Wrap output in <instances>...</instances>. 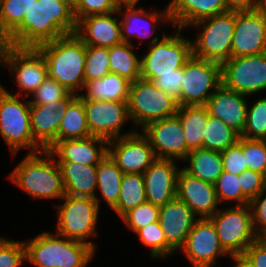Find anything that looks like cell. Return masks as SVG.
<instances>
[{
  "mask_svg": "<svg viewBox=\"0 0 266 267\" xmlns=\"http://www.w3.org/2000/svg\"><path fill=\"white\" fill-rule=\"evenodd\" d=\"M239 186L243 195L251 201L266 187V176L246 169L240 174Z\"/></svg>",
  "mask_w": 266,
  "mask_h": 267,
  "instance_id": "obj_48",
  "label": "cell"
},
{
  "mask_svg": "<svg viewBox=\"0 0 266 267\" xmlns=\"http://www.w3.org/2000/svg\"><path fill=\"white\" fill-rule=\"evenodd\" d=\"M118 11L91 15L77 21L75 35L86 45L110 48L122 43Z\"/></svg>",
  "mask_w": 266,
  "mask_h": 267,
  "instance_id": "obj_22",
  "label": "cell"
},
{
  "mask_svg": "<svg viewBox=\"0 0 266 267\" xmlns=\"http://www.w3.org/2000/svg\"><path fill=\"white\" fill-rule=\"evenodd\" d=\"M21 100L0 84V134L13 156L22 147L28 148L29 153L44 150L32 135L30 102Z\"/></svg>",
  "mask_w": 266,
  "mask_h": 267,
  "instance_id": "obj_6",
  "label": "cell"
},
{
  "mask_svg": "<svg viewBox=\"0 0 266 267\" xmlns=\"http://www.w3.org/2000/svg\"><path fill=\"white\" fill-rule=\"evenodd\" d=\"M159 215L160 207L146 201L126 212L121 217V220H123L129 229L136 233L149 223L157 222Z\"/></svg>",
  "mask_w": 266,
  "mask_h": 267,
  "instance_id": "obj_42",
  "label": "cell"
},
{
  "mask_svg": "<svg viewBox=\"0 0 266 267\" xmlns=\"http://www.w3.org/2000/svg\"><path fill=\"white\" fill-rule=\"evenodd\" d=\"M26 261L24 242L0 238V267H20Z\"/></svg>",
  "mask_w": 266,
  "mask_h": 267,
  "instance_id": "obj_44",
  "label": "cell"
},
{
  "mask_svg": "<svg viewBox=\"0 0 266 267\" xmlns=\"http://www.w3.org/2000/svg\"><path fill=\"white\" fill-rule=\"evenodd\" d=\"M227 12L254 11L255 0H226Z\"/></svg>",
  "mask_w": 266,
  "mask_h": 267,
  "instance_id": "obj_52",
  "label": "cell"
},
{
  "mask_svg": "<svg viewBox=\"0 0 266 267\" xmlns=\"http://www.w3.org/2000/svg\"><path fill=\"white\" fill-rule=\"evenodd\" d=\"M181 251L193 267H214L216 258L229 255L221 246L215 227L208 218L194 223Z\"/></svg>",
  "mask_w": 266,
  "mask_h": 267,
  "instance_id": "obj_17",
  "label": "cell"
},
{
  "mask_svg": "<svg viewBox=\"0 0 266 267\" xmlns=\"http://www.w3.org/2000/svg\"><path fill=\"white\" fill-rule=\"evenodd\" d=\"M231 258L234 261V265L232 267H253L242 256H234Z\"/></svg>",
  "mask_w": 266,
  "mask_h": 267,
  "instance_id": "obj_54",
  "label": "cell"
},
{
  "mask_svg": "<svg viewBox=\"0 0 266 267\" xmlns=\"http://www.w3.org/2000/svg\"><path fill=\"white\" fill-rule=\"evenodd\" d=\"M142 130L156 158L181 161L191 151L187 147L182 124L176 115L150 122Z\"/></svg>",
  "mask_w": 266,
  "mask_h": 267,
  "instance_id": "obj_15",
  "label": "cell"
},
{
  "mask_svg": "<svg viewBox=\"0 0 266 267\" xmlns=\"http://www.w3.org/2000/svg\"><path fill=\"white\" fill-rule=\"evenodd\" d=\"M107 154L124 174H143L156 159L149 140L138 131L108 141Z\"/></svg>",
  "mask_w": 266,
  "mask_h": 267,
  "instance_id": "obj_16",
  "label": "cell"
},
{
  "mask_svg": "<svg viewBox=\"0 0 266 267\" xmlns=\"http://www.w3.org/2000/svg\"><path fill=\"white\" fill-rule=\"evenodd\" d=\"M176 28L177 33L172 36L163 32L161 39L149 38L151 47L140 59V78L152 81L162 75L174 74L192 56V39L180 36L182 29Z\"/></svg>",
  "mask_w": 266,
  "mask_h": 267,
  "instance_id": "obj_5",
  "label": "cell"
},
{
  "mask_svg": "<svg viewBox=\"0 0 266 267\" xmlns=\"http://www.w3.org/2000/svg\"><path fill=\"white\" fill-rule=\"evenodd\" d=\"M147 201L143 174H124L118 202L113 210L121 218L126 212Z\"/></svg>",
  "mask_w": 266,
  "mask_h": 267,
  "instance_id": "obj_35",
  "label": "cell"
},
{
  "mask_svg": "<svg viewBox=\"0 0 266 267\" xmlns=\"http://www.w3.org/2000/svg\"><path fill=\"white\" fill-rule=\"evenodd\" d=\"M123 175L108 154L97 165V189L112 209L118 202Z\"/></svg>",
  "mask_w": 266,
  "mask_h": 267,
  "instance_id": "obj_33",
  "label": "cell"
},
{
  "mask_svg": "<svg viewBox=\"0 0 266 267\" xmlns=\"http://www.w3.org/2000/svg\"><path fill=\"white\" fill-rule=\"evenodd\" d=\"M77 21L74 7L65 0H36L22 22L3 40L18 48H36L62 36L73 34Z\"/></svg>",
  "mask_w": 266,
  "mask_h": 267,
  "instance_id": "obj_1",
  "label": "cell"
},
{
  "mask_svg": "<svg viewBox=\"0 0 266 267\" xmlns=\"http://www.w3.org/2000/svg\"><path fill=\"white\" fill-rule=\"evenodd\" d=\"M36 0H0V39L3 41L23 20Z\"/></svg>",
  "mask_w": 266,
  "mask_h": 267,
  "instance_id": "obj_37",
  "label": "cell"
},
{
  "mask_svg": "<svg viewBox=\"0 0 266 267\" xmlns=\"http://www.w3.org/2000/svg\"><path fill=\"white\" fill-rule=\"evenodd\" d=\"M241 256L253 267H266V246L258 239Z\"/></svg>",
  "mask_w": 266,
  "mask_h": 267,
  "instance_id": "obj_51",
  "label": "cell"
},
{
  "mask_svg": "<svg viewBox=\"0 0 266 267\" xmlns=\"http://www.w3.org/2000/svg\"><path fill=\"white\" fill-rule=\"evenodd\" d=\"M240 134L227 126L222 120L209 115L203 134V148L222 152L235 145Z\"/></svg>",
  "mask_w": 266,
  "mask_h": 267,
  "instance_id": "obj_36",
  "label": "cell"
},
{
  "mask_svg": "<svg viewBox=\"0 0 266 267\" xmlns=\"http://www.w3.org/2000/svg\"><path fill=\"white\" fill-rule=\"evenodd\" d=\"M2 45H3V41L0 39V49H1Z\"/></svg>",
  "mask_w": 266,
  "mask_h": 267,
  "instance_id": "obj_58",
  "label": "cell"
},
{
  "mask_svg": "<svg viewBox=\"0 0 266 267\" xmlns=\"http://www.w3.org/2000/svg\"><path fill=\"white\" fill-rule=\"evenodd\" d=\"M65 195L94 198L100 208L97 190V166H88L71 161H57Z\"/></svg>",
  "mask_w": 266,
  "mask_h": 267,
  "instance_id": "obj_28",
  "label": "cell"
},
{
  "mask_svg": "<svg viewBox=\"0 0 266 267\" xmlns=\"http://www.w3.org/2000/svg\"><path fill=\"white\" fill-rule=\"evenodd\" d=\"M64 203L57 208L56 233L72 240L91 245L96 250V244L88 238L96 236V223L99 206L94 198L65 195Z\"/></svg>",
  "mask_w": 266,
  "mask_h": 267,
  "instance_id": "obj_9",
  "label": "cell"
},
{
  "mask_svg": "<svg viewBox=\"0 0 266 267\" xmlns=\"http://www.w3.org/2000/svg\"><path fill=\"white\" fill-rule=\"evenodd\" d=\"M0 64L7 66L21 89L16 96L33 94L48 77L46 61L36 48H18L3 44L0 49ZM26 91V93H25Z\"/></svg>",
  "mask_w": 266,
  "mask_h": 267,
  "instance_id": "obj_11",
  "label": "cell"
},
{
  "mask_svg": "<svg viewBox=\"0 0 266 267\" xmlns=\"http://www.w3.org/2000/svg\"><path fill=\"white\" fill-rule=\"evenodd\" d=\"M254 11L266 17V0H255Z\"/></svg>",
  "mask_w": 266,
  "mask_h": 267,
  "instance_id": "obj_53",
  "label": "cell"
},
{
  "mask_svg": "<svg viewBox=\"0 0 266 267\" xmlns=\"http://www.w3.org/2000/svg\"><path fill=\"white\" fill-rule=\"evenodd\" d=\"M168 4L173 26L182 30L202 19L227 12L226 0H171Z\"/></svg>",
  "mask_w": 266,
  "mask_h": 267,
  "instance_id": "obj_27",
  "label": "cell"
},
{
  "mask_svg": "<svg viewBox=\"0 0 266 267\" xmlns=\"http://www.w3.org/2000/svg\"><path fill=\"white\" fill-rule=\"evenodd\" d=\"M13 170L8 176L9 181L34 199L62 200L65 196L59 165L48 150L27 153Z\"/></svg>",
  "mask_w": 266,
  "mask_h": 267,
  "instance_id": "obj_3",
  "label": "cell"
},
{
  "mask_svg": "<svg viewBox=\"0 0 266 267\" xmlns=\"http://www.w3.org/2000/svg\"><path fill=\"white\" fill-rule=\"evenodd\" d=\"M130 84L127 79L109 72L100 79L85 82L83 90L86 94L80 93L78 96L81 99L127 102Z\"/></svg>",
  "mask_w": 266,
  "mask_h": 267,
  "instance_id": "obj_29",
  "label": "cell"
},
{
  "mask_svg": "<svg viewBox=\"0 0 266 267\" xmlns=\"http://www.w3.org/2000/svg\"><path fill=\"white\" fill-rule=\"evenodd\" d=\"M176 197L189 206L198 218H210L219 209L215 185L202 181L180 169Z\"/></svg>",
  "mask_w": 266,
  "mask_h": 267,
  "instance_id": "obj_20",
  "label": "cell"
},
{
  "mask_svg": "<svg viewBox=\"0 0 266 267\" xmlns=\"http://www.w3.org/2000/svg\"><path fill=\"white\" fill-rule=\"evenodd\" d=\"M187 204L178 199L160 207L159 224L167 243L175 250L181 249L194 223L199 219Z\"/></svg>",
  "mask_w": 266,
  "mask_h": 267,
  "instance_id": "obj_23",
  "label": "cell"
},
{
  "mask_svg": "<svg viewBox=\"0 0 266 267\" xmlns=\"http://www.w3.org/2000/svg\"><path fill=\"white\" fill-rule=\"evenodd\" d=\"M208 219L213 223L220 244L230 257L241 256L258 239L249 204L220 209Z\"/></svg>",
  "mask_w": 266,
  "mask_h": 267,
  "instance_id": "obj_10",
  "label": "cell"
},
{
  "mask_svg": "<svg viewBox=\"0 0 266 267\" xmlns=\"http://www.w3.org/2000/svg\"><path fill=\"white\" fill-rule=\"evenodd\" d=\"M65 1L69 2L74 7L79 0H65Z\"/></svg>",
  "mask_w": 266,
  "mask_h": 267,
  "instance_id": "obj_57",
  "label": "cell"
},
{
  "mask_svg": "<svg viewBox=\"0 0 266 267\" xmlns=\"http://www.w3.org/2000/svg\"><path fill=\"white\" fill-rule=\"evenodd\" d=\"M24 243L26 262L36 267H87L95 255L91 245L53 232L44 231Z\"/></svg>",
  "mask_w": 266,
  "mask_h": 267,
  "instance_id": "obj_4",
  "label": "cell"
},
{
  "mask_svg": "<svg viewBox=\"0 0 266 267\" xmlns=\"http://www.w3.org/2000/svg\"><path fill=\"white\" fill-rule=\"evenodd\" d=\"M122 9H126L124 11V14ZM145 11L146 10L143 9V7L135 8V6L118 8V14H122V19L120 20L122 42L132 43L129 40L131 36L145 40V38L151 37V35L155 33L156 29L154 27L159 29L158 24L156 23L160 21H164L165 23H172L170 19L169 4L164 8L162 12H157V10H154L153 12ZM147 27H151L152 29L150 28L151 30L147 31Z\"/></svg>",
  "mask_w": 266,
  "mask_h": 267,
  "instance_id": "obj_26",
  "label": "cell"
},
{
  "mask_svg": "<svg viewBox=\"0 0 266 267\" xmlns=\"http://www.w3.org/2000/svg\"><path fill=\"white\" fill-rule=\"evenodd\" d=\"M221 77L225 87L247 96L266 91V53L229 58Z\"/></svg>",
  "mask_w": 266,
  "mask_h": 267,
  "instance_id": "obj_13",
  "label": "cell"
},
{
  "mask_svg": "<svg viewBox=\"0 0 266 267\" xmlns=\"http://www.w3.org/2000/svg\"><path fill=\"white\" fill-rule=\"evenodd\" d=\"M70 92L56 80L47 77L42 85L32 94L33 100L30 105L50 104L57 100L64 99Z\"/></svg>",
  "mask_w": 266,
  "mask_h": 267,
  "instance_id": "obj_45",
  "label": "cell"
},
{
  "mask_svg": "<svg viewBox=\"0 0 266 267\" xmlns=\"http://www.w3.org/2000/svg\"><path fill=\"white\" fill-rule=\"evenodd\" d=\"M118 11L114 0H79L74 6L76 21L91 15L108 14Z\"/></svg>",
  "mask_w": 266,
  "mask_h": 267,
  "instance_id": "obj_46",
  "label": "cell"
},
{
  "mask_svg": "<svg viewBox=\"0 0 266 267\" xmlns=\"http://www.w3.org/2000/svg\"><path fill=\"white\" fill-rule=\"evenodd\" d=\"M82 100L91 136L103 138L108 142L136 132V130H131L120 135L124 123L130 121L127 102Z\"/></svg>",
  "mask_w": 266,
  "mask_h": 267,
  "instance_id": "obj_14",
  "label": "cell"
},
{
  "mask_svg": "<svg viewBox=\"0 0 266 267\" xmlns=\"http://www.w3.org/2000/svg\"><path fill=\"white\" fill-rule=\"evenodd\" d=\"M181 106L205 105L222 84L221 64L191 56L183 66Z\"/></svg>",
  "mask_w": 266,
  "mask_h": 267,
  "instance_id": "obj_12",
  "label": "cell"
},
{
  "mask_svg": "<svg viewBox=\"0 0 266 267\" xmlns=\"http://www.w3.org/2000/svg\"><path fill=\"white\" fill-rule=\"evenodd\" d=\"M127 106L131 122L141 129L150 122L176 115L179 107L176 98L142 78L130 84Z\"/></svg>",
  "mask_w": 266,
  "mask_h": 267,
  "instance_id": "obj_7",
  "label": "cell"
},
{
  "mask_svg": "<svg viewBox=\"0 0 266 267\" xmlns=\"http://www.w3.org/2000/svg\"><path fill=\"white\" fill-rule=\"evenodd\" d=\"M136 234L139 235L141 243L151 249V257L166 259L169 255L175 254V250L167 243L159 221L149 223Z\"/></svg>",
  "mask_w": 266,
  "mask_h": 267,
  "instance_id": "obj_38",
  "label": "cell"
},
{
  "mask_svg": "<svg viewBox=\"0 0 266 267\" xmlns=\"http://www.w3.org/2000/svg\"><path fill=\"white\" fill-rule=\"evenodd\" d=\"M266 53V17L256 11L236 12L231 58Z\"/></svg>",
  "mask_w": 266,
  "mask_h": 267,
  "instance_id": "obj_18",
  "label": "cell"
},
{
  "mask_svg": "<svg viewBox=\"0 0 266 267\" xmlns=\"http://www.w3.org/2000/svg\"><path fill=\"white\" fill-rule=\"evenodd\" d=\"M176 116L184 131V138L190 150L203 148L204 127L207 123L208 110L205 105L179 106Z\"/></svg>",
  "mask_w": 266,
  "mask_h": 267,
  "instance_id": "obj_31",
  "label": "cell"
},
{
  "mask_svg": "<svg viewBox=\"0 0 266 267\" xmlns=\"http://www.w3.org/2000/svg\"><path fill=\"white\" fill-rule=\"evenodd\" d=\"M107 144L108 142L103 138L89 136L83 139L57 141L48 151L53 156L57 155L56 161H71L97 166L107 154Z\"/></svg>",
  "mask_w": 266,
  "mask_h": 267,
  "instance_id": "obj_25",
  "label": "cell"
},
{
  "mask_svg": "<svg viewBox=\"0 0 266 267\" xmlns=\"http://www.w3.org/2000/svg\"><path fill=\"white\" fill-rule=\"evenodd\" d=\"M91 136L87 126L83 100L76 95L64 109L57 141L83 139Z\"/></svg>",
  "mask_w": 266,
  "mask_h": 267,
  "instance_id": "obj_32",
  "label": "cell"
},
{
  "mask_svg": "<svg viewBox=\"0 0 266 267\" xmlns=\"http://www.w3.org/2000/svg\"><path fill=\"white\" fill-rule=\"evenodd\" d=\"M252 224L259 237L266 230V187L249 202Z\"/></svg>",
  "mask_w": 266,
  "mask_h": 267,
  "instance_id": "obj_50",
  "label": "cell"
},
{
  "mask_svg": "<svg viewBox=\"0 0 266 267\" xmlns=\"http://www.w3.org/2000/svg\"><path fill=\"white\" fill-rule=\"evenodd\" d=\"M175 162L156 158L143 173L147 202L162 207L176 198L180 169Z\"/></svg>",
  "mask_w": 266,
  "mask_h": 267,
  "instance_id": "obj_19",
  "label": "cell"
},
{
  "mask_svg": "<svg viewBox=\"0 0 266 267\" xmlns=\"http://www.w3.org/2000/svg\"><path fill=\"white\" fill-rule=\"evenodd\" d=\"M46 61L49 78L78 94L85 84L86 45L73 33L36 47Z\"/></svg>",
  "mask_w": 266,
  "mask_h": 267,
  "instance_id": "obj_2",
  "label": "cell"
},
{
  "mask_svg": "<svg viewBox=\"0 0 266 267\" xmlns=\"http://www.w3.org/2000/svg\"><path fill=\"white\" fill-rule=\"evenodd\" d=\"M251 140H266V97L247 107L244 131L240 135Z\"/></svg>",
  "mask_w": 266,
  "mask_h": 267,
  "instance_id": "obj_39",
  "label": "cell"
},
{
  "mask_svg": "<svg viewBox=\"0 0 266 267\" xmlns=\"http://www.w3.org/2000/svg\"><path fill=\"white\" fill-rule=\"evenodd\" d=\"M239 184L240 175L223 171L214 184L218 202L234 201L236 206L248 205L250 201L243 195Z\"/></svg>",
  "mask_w": 266,
  "mask_h": 267,
  "instance_id": "obj_40",
  "label": "cell"
},
{
  "mask_svg": "<svg viewBox=\"0 0 266 267\" xmlns=\"http://www.w3.org/2000/svg\"><path fill=\"white\" fill-rule=\"evenodd\" d=\"M133 43L122 42L108 48L110 58V72L116 73L127 79L129 82H135L140 78V59L132 51Z\"/></svg>",
  "mask_w": 266,
  "mask_h": 267,
  "instance_id": "obj_34",
  "label": "cell"
},
{
  "mask_svg": "<svg viewBox=\"0 0 266 267\" xmlns=\"http://www.w3.org/2000/svg\"><path fill=\"white\" fill-rule=\"evenodd\" d=\"M222 156L223 169L235 175H240L247 169L243 154V137L240 136L238 142L220 152Z\"/></svg>",
  "mask_w": 266,
  "mask_h": 267,
  "instance_id": "obj_47",
  "label": "cell"
},
{
  "mask_svg": "<svg viewBox=\"0 0 266 267\" xmlns=\"http://www.w3.org/2000/svg\"><path fill=\"white\" fill-rule=\"evenodd\" d=\"M108 48L86 46L85 82L100 79L110 72Z\"/></svg>",
  "mask_w": 266,
  "mask_h": 267,
  "instance_id": "obj_41",
  "label": "cell"
},
{
  "mask_svg": "<svg viewBox=\"0 0 266 267\" xmlns=\"http://www.w3.org/2000/svg\"><path fill=\"white\" fill-rule=\"evenodd\" d=\"M75 96L74 93L70 92L64 99L50 104L30 105L32 135L44 150H48L57 142L59 126L64 117V109Z\"/></svg>",
  "mask_w": 266,
  "mask_h": 267,
  "instance_id": "obj_21",
  "label": "cell"
},
{
  "mask_svg": "<svg viewBox=\"0 0 266 267\" xmlns=\"http://www.w3.org/2000/svg\"><path fill=\"white\" fill-rule=\"evenodd\" d=\"M188 166L182 167L190 175L215 184L224 171L222 156L219 151L198 148L191 150L186 159Z\"/></svg>",
  "mask_w": 266,
  "mask_h": 267,
  "instance_id": "obj_30",
  "label": "cell"
},
{
  "mask_svg": "<svg viewBox=\"0 0 266 267\" xmlns=\"http://www.w3.org/2000/svg\"><path fill=\"white\" fill-rule=\"evenodd\" d=\"M235 21L236 12L228 11L192 24L194 27L202 26L201 33L192 40V55L221 65L226 62L231 58Z\"/></svg>",
  "mask_w": 266,
  "mask_h": 267,
  "instance_id": "obj_8",
  "label": "cell"
},
{
  "mask_svg": "<svg viewBox=\"0 0 266 267\" xmlns=\"http://www.w3.org/2000/svg\"><path fill=\"white\" fill-rule=\"evenodd\" d=\"M243 154L247 169L266 176V140H251L243 137Z\"/></svg>",
  "mask_w": 266,
  "mask_h": 267,
  "instance_id": "obj_43",
  "label": "cell"
},
{
  "mask_svg": "<svg viewBox=\"0 0 266 267\" xmlns=\"http://www.w3.org/2000/svg\"><path fill=\"white\" fill-rule=\"evenodd\" d=\"M184 77L183 67L174 71V74L162 75L156 77L152 82L161 89L164 93L172 95L177 99L178 105L181 106V87Z\"/></svg>",
  "mask_w": 266,
  "mask_h": 267,
  "instance_id": "obj_49",
  "label": "cell"
},
{
  "mask_svg": "<svg viewBox=\"0 0 266 267\" xmlns=\"http://www.w3.org/2000/svg\"><path fill=\"white\" fill-rule=\"evenodd\" d=\"M247 95L238 93L221 84L205 106L209 115L222 120L240 135L244 131L247 114Z\"/></svg>",
  "mask_w": 266,
  "mask_h": 267,
  "instance_id": "obj_24",
  "label": "cell"
},
{
  "mask_svg": "<svg viewBox=\"0 0 266 267\" xmlns=\"http://www.w3.org/2000/svg\"><path fill=\"white\" fill-rule=\"evenodd\" d=\"M258 240L266 246V230L258 237Z\"/></svg>",
  "mask_w": 266,
  "mask_h": 267,
  "instance_id": "obj_56",
  "label": "cell"
},
{
  "mask_svg": "<svg viewBox=\"0 0 266 267\" xmlns=\"http://www.w3.org/2000/svg\"><path fill=\"white\" fill-rule=\"evenodd\" d=\"M139 0H114L116 6L118 8L120 7H131V6H137Z\"/></svg>",
  "mask_w": 266,
  "mask_h": 267,
  "instance_id": "obj_55",
  "label": "cell"
}]
</instances>
